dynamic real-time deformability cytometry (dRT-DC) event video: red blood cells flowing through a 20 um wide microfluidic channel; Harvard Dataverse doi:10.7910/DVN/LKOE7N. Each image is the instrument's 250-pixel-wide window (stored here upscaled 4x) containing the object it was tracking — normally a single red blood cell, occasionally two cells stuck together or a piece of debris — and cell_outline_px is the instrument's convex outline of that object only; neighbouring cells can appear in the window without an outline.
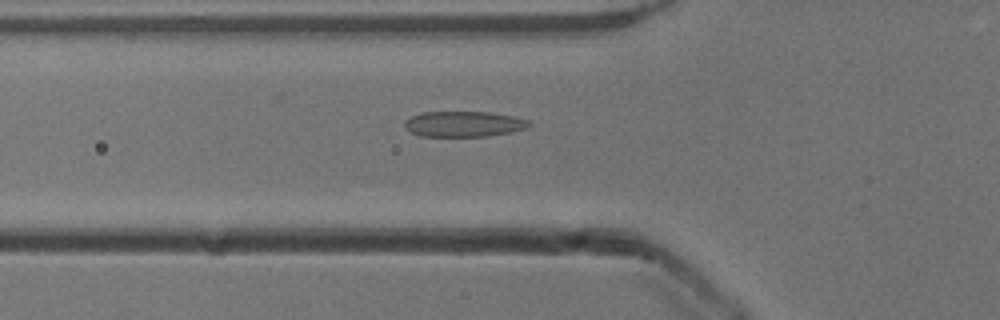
{"species": "common noctule bat (a hibernating species)", "species_latin": "Nyctalus noctula", "temperature_condition": "cold", "stored_images_in_passage": 46, "camera_frame_rate_fps": 3000, "um_per_image_px": 0.085, "animal": {"sex": "male", "body_mass_g": 13.3}, "frame": {"image": 1, "passage_image": 12, "time_ms": 3.667, "image_size_px": [1000, 320], "cell_outline_px": [[532, 124], [524, 128], [512, 132], [488, 136], [424, 136], [412, 132], [404, 128], [404, 120], [412, 116], [424, 112], [488, 112], [512, 116], [528, 120]], "centroid_in_image_um": [39.41, 10.54], "position_along_channel_um": 86.4, "area_um2": 18.38}}
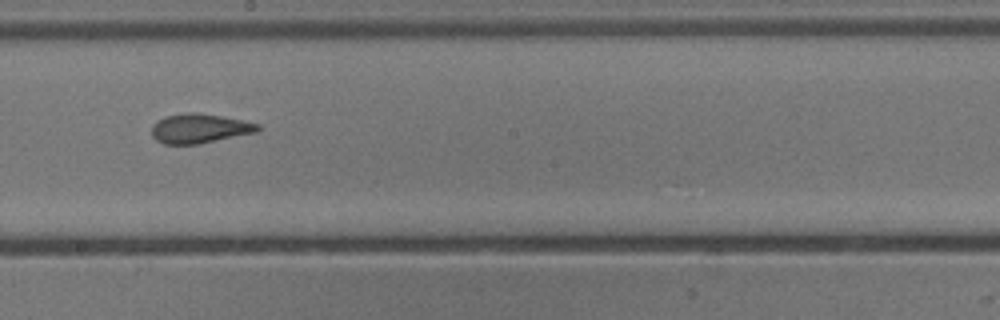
{"frame": {"image": 2, "passage_image": 23, "time_ms": 7.333, "image_size_px": [1000, 320], "cell_outline_px": [[260, 128], [256, 132], [200, 144], [164, 144], [156, 140], [152, 136], [152, 124], [156, 120], [168, 116], [184, 112], [196, 112], [244, 120], [260, 124]], "centroid_in_image_um": [16.95, 10.92], "position_along_channel_um": 231.3, "area_um2": 18.26}}
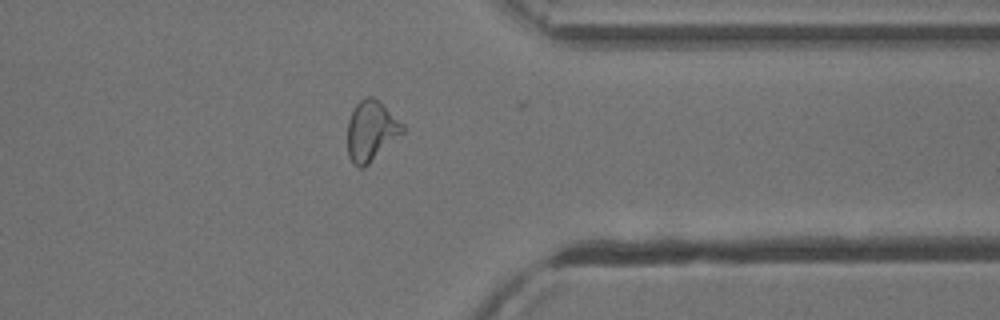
{"frame": {"image": 3, "passage_image": 35, "time_ms": 11.333, "image_size_px": [1000, 320], "cell_outline_px": [[404, 132], [368, 164], [360, 168], [348, 156], [348, 120], [356, 104], [360, 100], [368, 96], [372, 96], [404, 124]], "centroid_in_image_um": [31.55, 11.11], "position_along_channel_um": 379.9, "area_um2": 18.84}, "authors_computed_cell_mechanics": {"area_um2": 18.6983, "velocity_mm_per_s": 3.9307, "shape_relaxation_time_tau1_ms": 10.2047, "shape_relaxation_time_tau2_ms": 1.6702, "deformation_change_tau1": 0.2297, "deformation_change_tau2": 0.0944}}